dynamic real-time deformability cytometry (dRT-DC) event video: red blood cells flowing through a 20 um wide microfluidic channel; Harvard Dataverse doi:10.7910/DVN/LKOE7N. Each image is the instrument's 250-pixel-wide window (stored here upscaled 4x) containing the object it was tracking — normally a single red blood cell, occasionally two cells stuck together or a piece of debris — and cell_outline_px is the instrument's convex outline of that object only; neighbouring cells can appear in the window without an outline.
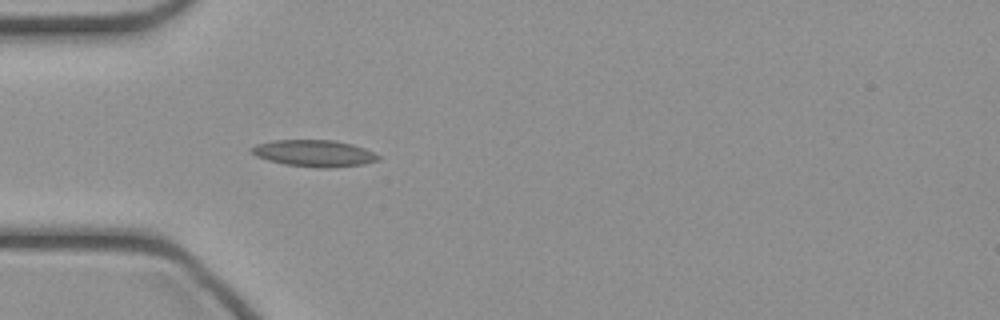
{"species": "common noctule bat (a hibernating species)", "species_latin": "Nyctalus noctula", "temperature_condition": "cold", "stored_images_in_passage": 33, "camera_frame_rate_fps": 3000, "um_per_image_px": 0.085, "animal": {"sex": "female", "body_mass_g": 21.9}, "frame": {"image": 1, "passage_image": 1, "time_ms": 0.0, "image_size_px": [1000, 320], "cell_outline_px": [[380, 160], [364, 164], [332, 168], [320, 168], [284, 164], [268, 160], [256, 156], [248, 148], [256, 144], [272, 140], [336, 140], [352, 144], [364, 148], [380, 156]], "centroid_in_image_um": [26.7, 13.03], "position_along_channel_um": 58.3, "area_um2": 19.83}}
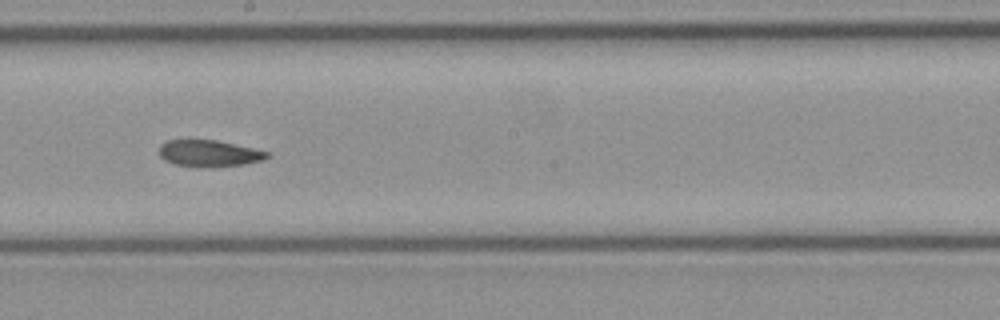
{"frame": {"image": 2, "passage_image": 13, "time_ms": 4.0, "image_size_px": [1000, 320], "cell_outline_px": [[272, 156], [264, 160], [244, 164], [200, 168], [176, 164], [164, 160], [160, 156], [160, 144], [168, 140], [216, 140], [252, 148], [268, 152]], "centroid_in_image_um": [17.78, 13.04], "position_along_channel_um": 230.4, "area_um2": 16.7}}
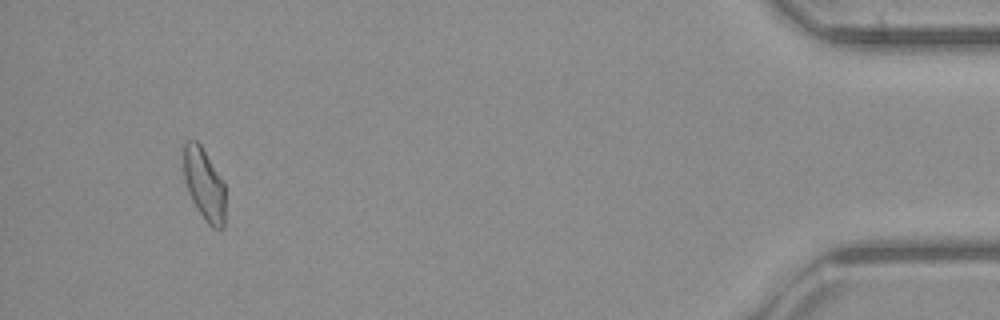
{"frame": {"image": 3, "passage_image": 31, "time_ms": 10.0, "image_size_px": [1000, 320], "cell_outline_px": [[224, 228], [212, 228], [208, 224], [196, 208], [188, 192], [184, 176], [184, 144], [188, 140], [196, 140], [200, 144], [224, 180]], "centroid_in_image_um": [17.36, 15.66], "position_along_channel_um": 417.8, "area_um2": 17.51}}